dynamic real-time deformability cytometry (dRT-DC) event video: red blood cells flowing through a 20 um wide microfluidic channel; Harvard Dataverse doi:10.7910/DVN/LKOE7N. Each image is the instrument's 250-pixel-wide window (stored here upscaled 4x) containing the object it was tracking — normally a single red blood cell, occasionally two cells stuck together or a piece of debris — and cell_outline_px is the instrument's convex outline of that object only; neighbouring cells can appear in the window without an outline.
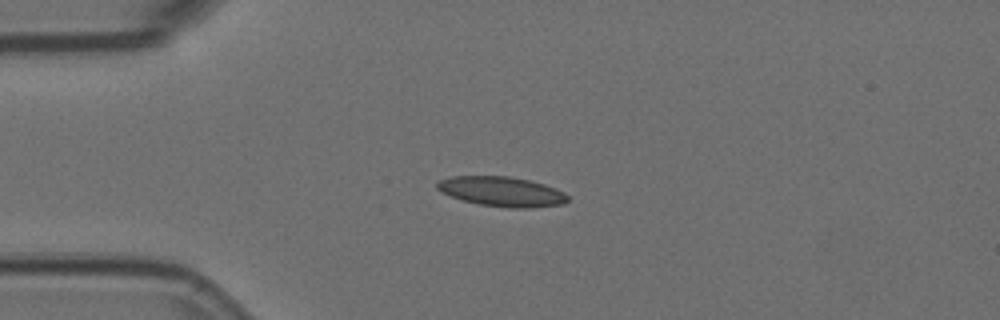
{"species": "Egyptian fruit bat (a non-hibernating species)", "species_latin": "Rousettus aegyptiacus", "temperature_condition": "room temperature", "stored_images_in_passage": 1, "camera_frame_rate_fps": 3000, "um_per_image_px": 0.085, "animal": {"sex": "female"}, "frame": {"image": 1, "passage_image": 1, "time_ms": 0.0, "image_size_px": [1000, 320], "cell_outline_px": [[568, 200], [564, 204], [532, 208], [512, 208], [480, 204], [464, 200], [440, 192], [436, 188], [436, 180], [448, 176], [508, 176], [528, 180], [544, 184], [556, 188], [564, 192], [568, 196]], "centroid_in_image_um": [42.63, 16.27], "position_along_channel_um": 42.4, "area_um2": 22.77}}